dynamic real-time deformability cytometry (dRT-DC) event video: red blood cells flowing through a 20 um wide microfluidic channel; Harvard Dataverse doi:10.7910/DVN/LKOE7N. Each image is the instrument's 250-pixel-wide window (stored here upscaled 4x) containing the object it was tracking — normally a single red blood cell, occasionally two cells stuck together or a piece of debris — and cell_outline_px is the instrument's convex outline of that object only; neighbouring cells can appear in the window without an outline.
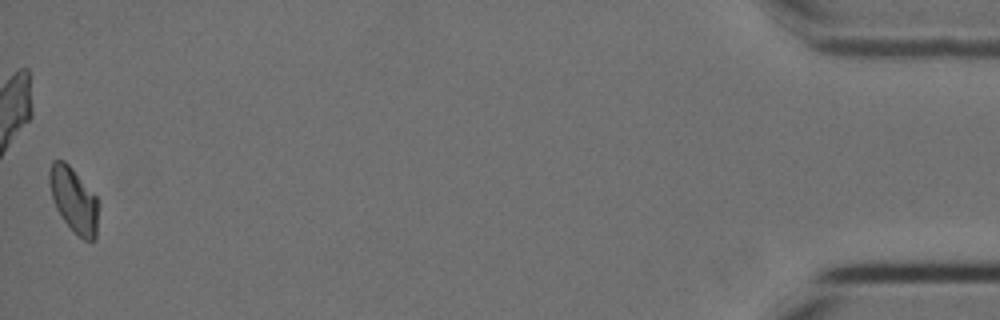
{"species": "Egyptian fruit bat (a non-hibernating species)", "species_latin": "Rousettus aegyptiacus", "temperature_condition": "cold", "stored_images_in_passage": 54, "camera_frame_rate_fps": 3000, "um_per_image_px": 0.085, "animal": {"sex": "female"}, "frame": {"image": 1, "passage_image": 54, "time_ms": 17.667, "image_size_px": [1000, 320], "cell_outline_px": [[96, 240], [84, 240], [64, 220], [56, 208], [52, 200], [48, 180], [48, 172], [52, 160], [64, 160], [72, 168], [96, 196]], "centroid_in_image_um": [6.22, 16.94], "position_along_channel_um": 429.0, "area_um2": 18.09}, "authors_computed_cell_mechanics": {"area_um2": 19.1896, "velocity_mm_per_s": 3.5505, "shape_relaxation_time_tau1_ms": 8.6776, "shape_relaxation_time_tau2_ms": null, "deformation_change_tau1": 0.1753, "deformation_change_tau2": null}}